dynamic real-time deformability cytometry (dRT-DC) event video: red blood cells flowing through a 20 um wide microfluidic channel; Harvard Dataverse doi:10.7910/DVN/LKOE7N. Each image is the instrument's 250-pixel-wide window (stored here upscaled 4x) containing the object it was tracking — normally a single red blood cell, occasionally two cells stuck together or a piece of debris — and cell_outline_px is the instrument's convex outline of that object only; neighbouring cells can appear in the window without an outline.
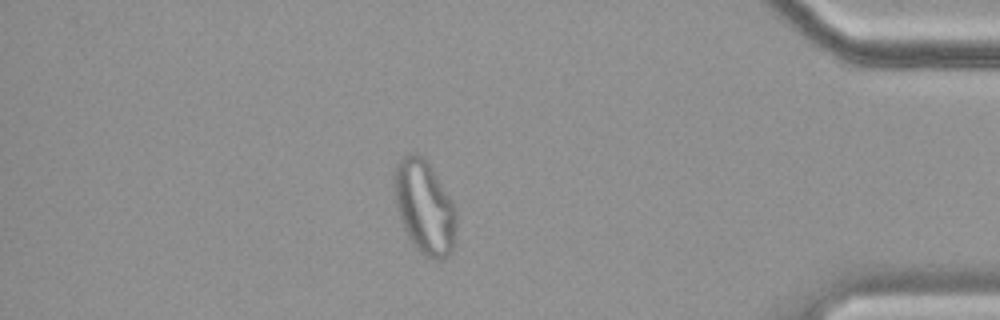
{"species": "common noctule bat (a hibernating species)", "species_latin": "Nyctalus noctula", "temperature_condition": "cold", "stored_images_in_passage": 58, "camera_frame_rate_fps": 3000, "um_per_image_px": 0.085, "animal": {"sex": "female", "body_mass_g": 19.9}, "frame": {"image": 1, "passage_image": 50, "time_ms": 16.333, "image_size_px": [1000, 320], "cell_outline_px": [[456, 236], [452, 252], [444, 260], [432, 260], [424, 256], [412, 244], [400, 220], [396, 204], [392, 184], [392, 180], [396, 164], [404, 156], [412, 152], [416, 152], [424, 156], [428, 160], [452, 200], [456, 208]], "centroid_in_image_um": [36.09, 17.6], "position_along_channel_um": 399.1, "area_um2": 34.74}}